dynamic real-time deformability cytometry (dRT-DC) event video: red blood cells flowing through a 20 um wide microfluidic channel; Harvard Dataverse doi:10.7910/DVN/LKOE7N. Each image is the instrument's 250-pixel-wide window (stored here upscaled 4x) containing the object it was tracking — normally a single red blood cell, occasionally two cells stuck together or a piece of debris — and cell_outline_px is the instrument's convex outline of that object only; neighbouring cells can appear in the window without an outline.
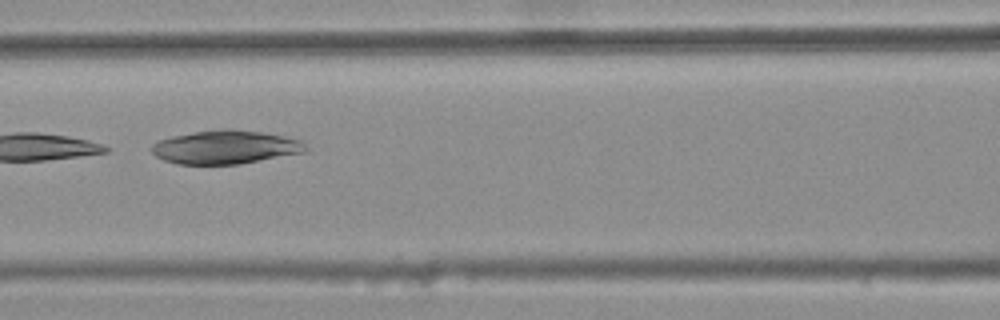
{"species": "common noctule bat (a hibernating species)", "species_latin": "Nyctalus noctula", "temperature_condition": "warm", "stored_images_in_passage": 8, "camera_frame_rate_fps": 3000, "um_per_image_px": 0.085, "animal": {"sex": "female", "body_mass_g": 25.1}, "frame": {"image": 1, "passage_image": 7, "time_ms": 2.0, "image_size_px": [1000, 320], "cell_outline_px": [[308, 152], [240, 164], [176, 164], [164, 160], [156, 156], [152, 152], [152, 144], [160, 140], [172, 136], [196, 132], [224, 128], [228, 128], [260, 132], [284, 136], [300, 140], [308, 148]], "centroid_in_image_um": [19.19, 12.51], "position_along_channel_um": 147.4, "area_um2": 30.11}}